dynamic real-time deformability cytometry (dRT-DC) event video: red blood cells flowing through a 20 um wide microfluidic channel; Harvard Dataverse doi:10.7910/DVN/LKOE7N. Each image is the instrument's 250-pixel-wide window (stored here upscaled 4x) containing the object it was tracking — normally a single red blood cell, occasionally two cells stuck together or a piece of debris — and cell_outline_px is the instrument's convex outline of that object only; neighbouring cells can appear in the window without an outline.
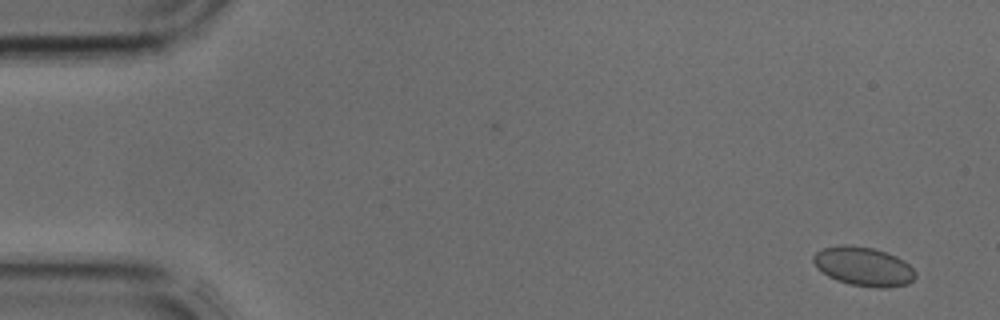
{"species": "common noctule bat (a hibernating species)", "species_latin": "Nyctalus noctula", "temperature_condition": "cold", "stored_images_in_passage": 43, "camera_frame_rate_fps": 3000, "um_per_image_px": 0.085, "animal": {"sex": "male", "body_mass_g": 17.9, "forearm_length_mm": 54.2}, "frame": {"image": 1, "passage_image": 2, "time_ms": 0.333, "image_size_px": [1000, 320], "cell_outline_px": [[916, 276], [908, 284], [884, 288], [880, 288], [852, 284], [836, 280], [828, 276], [816, 268], [812, 260], [812, 256], [816, 252], [824, 248], [844, 244], [872, 248], [896, 256], [904, 260], [916, 272]], "centroid_in_image_um": [73.38, 22.65], "position_along_channel_um": 11.6, "area_um2": 23.06}}
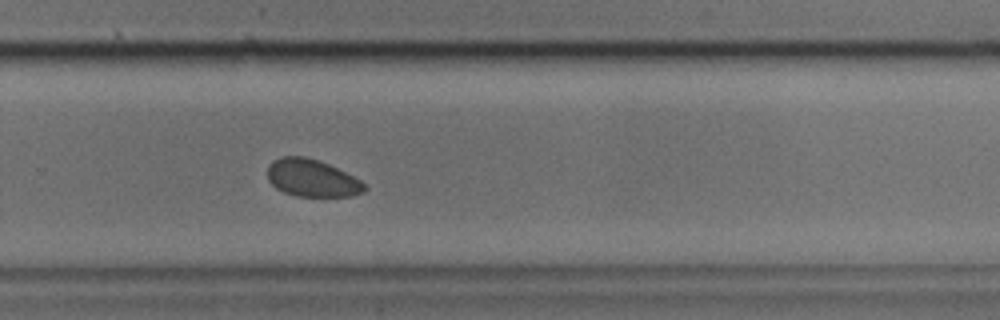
{"frame": {"image": 2, "passage_image": 28, "time_ms": 9.0, "image_size_px": [1000, 320], "cell_outline_px": [[368, 188], [364, 192], [352, 196], [296, 196], [284, 192], [276, 188], [268, 180], [268, 164], [272, 160], [280, 156], [304, 156], [328, 164], [360, 180]], "centroid_in_image_um": [26.49, 15.14], "position_along_channel_um": 303.3, "area_um2": 21.04}}
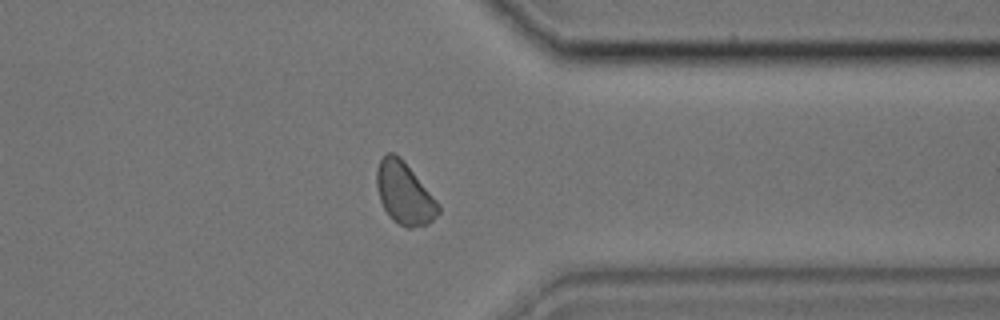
{"frame": {"image": 3, "passage_image": 33, "time_ms": 10.667, "image_size_px": [1000, 320], "cell_outline_px": [[440, 212], [428, 224], [412, 228], [408, 228], [392, 220], [388, 216], [380, 200], [376, 184], [376, 168], [380, 160], [388, 152], [392, 152], [400, 156], [440, 204]], "centroid_in_image_um": [34.36, 16.44], "position_along_channel_um": 377.0, "area_um2": 22.31}}